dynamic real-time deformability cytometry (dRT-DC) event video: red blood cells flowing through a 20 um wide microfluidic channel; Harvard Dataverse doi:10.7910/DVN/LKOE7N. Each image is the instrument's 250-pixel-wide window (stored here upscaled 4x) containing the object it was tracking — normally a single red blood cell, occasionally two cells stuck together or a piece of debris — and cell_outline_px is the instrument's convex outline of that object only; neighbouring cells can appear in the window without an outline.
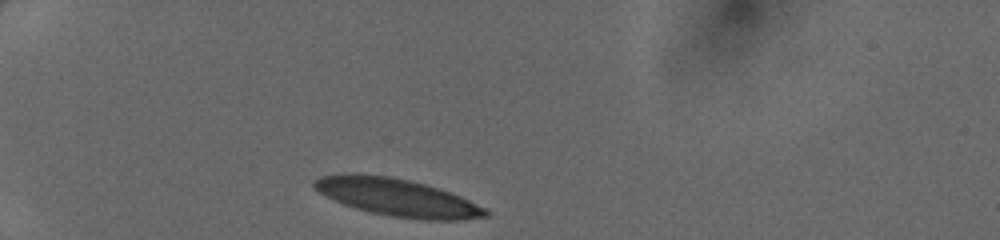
{"species": "human", "species_latin": "Homo sapiens", "temperature_condition": "cold", "stored_images_in_passage": 28, "camera_frame_rate_fps": 3000, "um_per_image_px": 0.085, "donor": {"sex": "female"}, "frame": {"image": 1, "passage_image": 1, "time_ms": 0.0, "image_size_px": [1000, 240], "cell_outline_px": [[488, 216], [464, 220], [424, 220], [392, 216], [368, 212], [344, 204], [324, 196], [312, 188], [312, 184], [320, 176], [388, 176], [408, 180], [440, 188], [452, 192], [484, 208], [488, 212]], "centroid_in_image_um": [33.82, 16.82], "position_along_channel_um": 51.2, "area_um2": 36.59}}
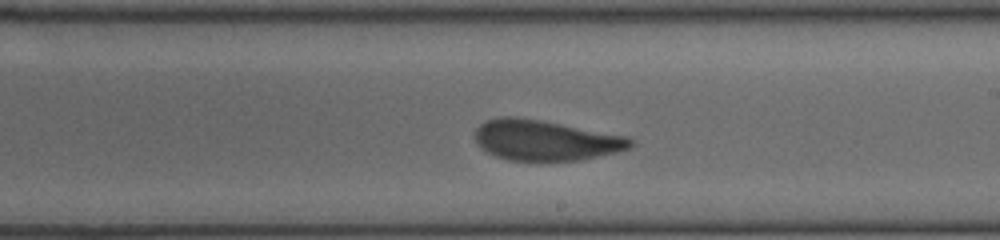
{"frame": {"image": 2, "passage_image": 16, "time_ms": 5.0, "image_size_px": [1000, 240], "cell_outline_px": [[636, 144], [632, 148], [620, 152], [580, 160], [508, 160], [496, 156], [480, 148], [476, 144], [476, 128], [480, 124], [488, 120], [500, 116], [516, 116], [540, 120], [624, 136], [636, 140]], "centroid_in_image_um": [46.38, 11.93], "position_along_channel_um": 242.6, "area_um2": 36.59}}
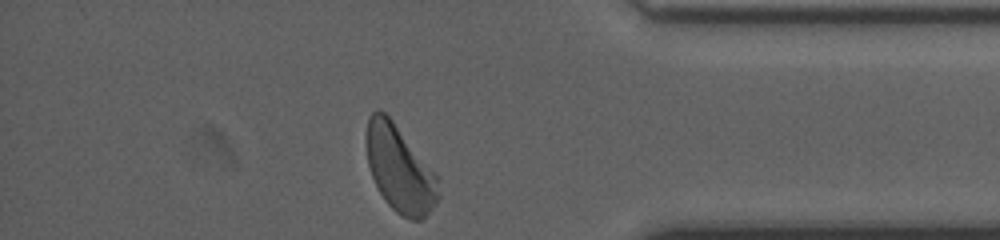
{"frame": {"image": 3, "passage_image": 28, "time_ms": 9.0, "image_size_px": [1000, 240], "cell_outline_px": [[440, 196], [436, 204], [420, 220], [412, 220], [396, 212], [384, 200], [372, 176], [368, 164], [364, 140], [368, 116], [376, 108], [380, 108], [392, 120], [440, 176]], "centroid_in_image_um": [33.98, 14.32], "position_along_channel_um": 401.2, "area_um2": 36.93}}